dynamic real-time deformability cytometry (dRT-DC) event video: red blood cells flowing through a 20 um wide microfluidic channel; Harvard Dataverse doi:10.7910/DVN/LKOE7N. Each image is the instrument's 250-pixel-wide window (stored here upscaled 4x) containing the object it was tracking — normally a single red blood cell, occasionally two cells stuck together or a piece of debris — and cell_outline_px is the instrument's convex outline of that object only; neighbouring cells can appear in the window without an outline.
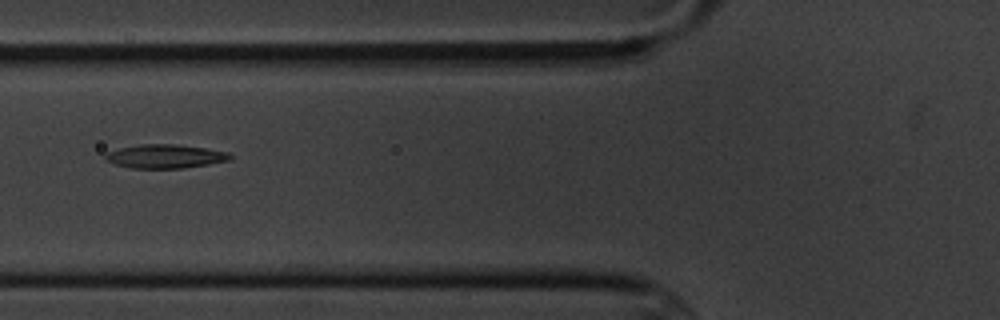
{"species": "common noctule bat (a hibernating species)", "species_latin": "Nyctalus noctula", "temperature_condition": "cold", "stored_images_in_passage": 8, "camera_frame_rate_fps": 3000, "um_per_image_px": 0.085, "animal": {"sex": "male", "body_mass_g": 20.1, "forearm_length_mm": 53.5}, "frame": {"image": 1, "passage_image": 3, "time_ms": 2.333, "image_size_px": [1000, 320], "cell_outline_px": [[232, 160], [184, 168], [132, 168], [116, 164], [104, 160], [104, 156], [108, 152], [120, 148], [140, 144], [176, 144], [204, 148], [228, 152], [232, 156]], "centroid_in_image_um": [14.05, 13.29], "position_along_channel_um": 111.8, "area_um2": 17.22}}
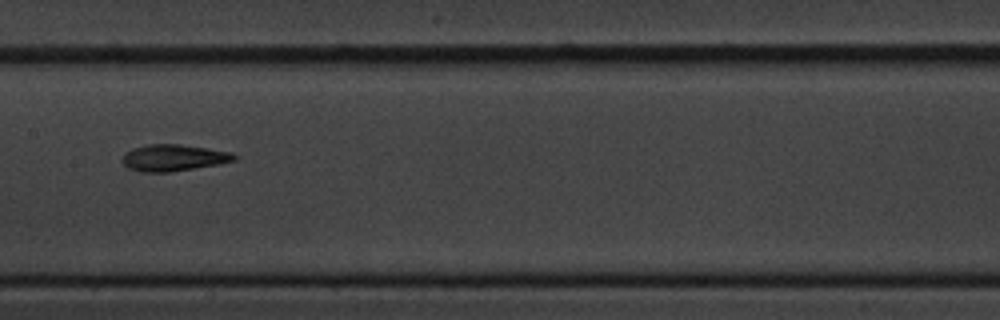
{"frame": {"image": 2, "passage_image": 5, "time_ms": 4.667, "image_size_px": [1000, 320], "cell_outline_px": [[236, 160], [220, 164], [168, 172], [140, 172], [128, 168], [120, 160], [124, 152], [132, 148], [148, 144], [180, 144], [208, 148], [232, 152], [236, 156]], "centroid_in_image_um": [14.72, 13.4], "position_along_channel_um": 192.7, "area_um2": 17.51}}
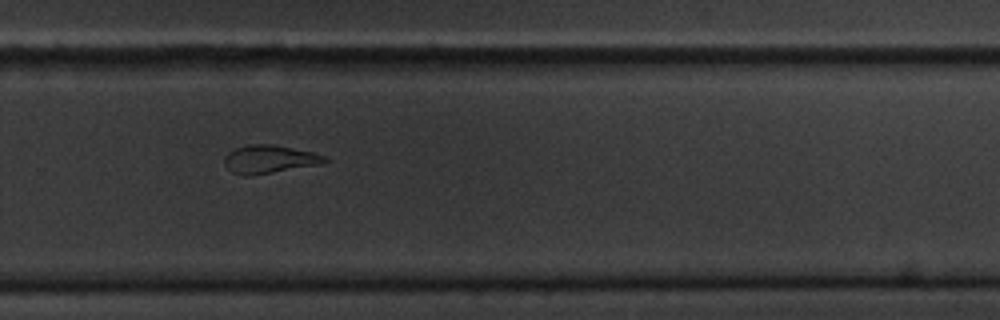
{"frame": {"image": 3, "passage_image": 8, "time_ms": 8.0, "image_size_px": [1000, 320], "cell_outline_px": [[328, 160], [320, 164], [252, 176], [244, 176], [232, 172], [224, 164], [224, 156], [228, 152], [236, 148], [252, 144], [272, 144], [312, 152], [328, 156]], "centroid_in_image_um": [22.88, 13.54], "position_along_channel_um": 306.9, "area_um2": 16.47}}